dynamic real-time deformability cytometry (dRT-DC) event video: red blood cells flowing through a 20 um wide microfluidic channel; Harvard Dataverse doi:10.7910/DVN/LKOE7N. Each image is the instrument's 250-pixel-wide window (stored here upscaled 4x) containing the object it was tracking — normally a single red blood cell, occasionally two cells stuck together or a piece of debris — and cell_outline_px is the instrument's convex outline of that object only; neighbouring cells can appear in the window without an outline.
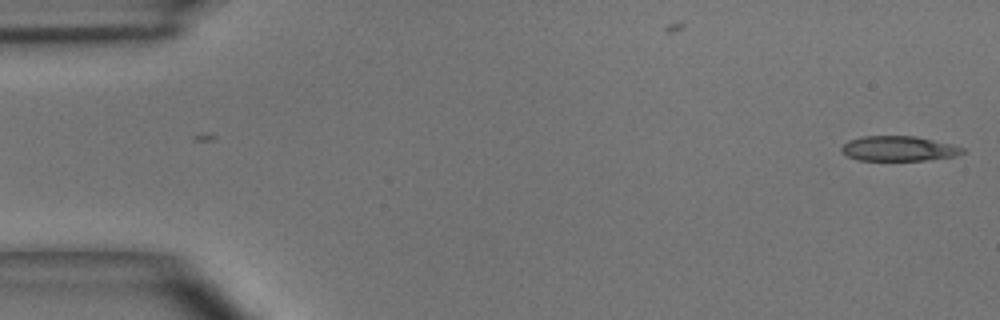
{"species": "common noctule bat (a hibernating species)", "species_latin": "Nyctalus noctula", "temperature_condition": "room temperature", "stored_images_in_passage": 2, "camera_frame_rate_fps": 3000, "um_per_image_px": 0.085, "animal": {"sex": "male", "body_mass_g": 15.6}, "frame": {"image": 1, "passage_image": 2, "time_ms": 0.333, "image_size_px": [1000, 320], "cell_outline_px": [[964, 152], [956, 156], [924, 160], [856, 160], [840, 152], [840, 148], [848, 140], [860, 136], [916, 136], [952, 144], [964, 148]], "centroid_in_image_um": [76.35, 12.62], "position_along_channel_um": 8.7, "area_um2": 17.69}}